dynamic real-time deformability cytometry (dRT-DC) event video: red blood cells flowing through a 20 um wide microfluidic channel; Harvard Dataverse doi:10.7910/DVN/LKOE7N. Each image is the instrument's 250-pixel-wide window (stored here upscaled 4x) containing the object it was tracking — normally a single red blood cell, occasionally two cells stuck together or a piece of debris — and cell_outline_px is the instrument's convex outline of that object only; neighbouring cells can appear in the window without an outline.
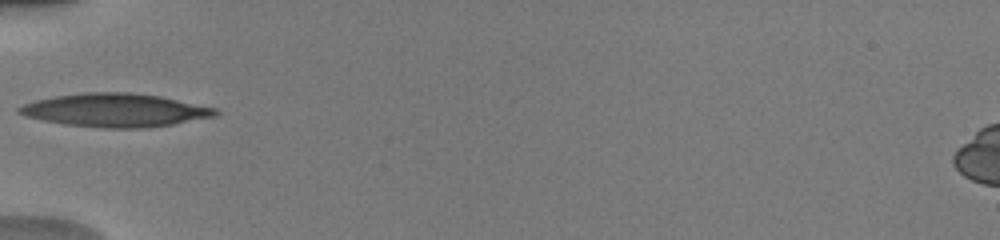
{"species": "human", "species_latin": "Homo sapiens", "temperature_condition": "warm", "stored_images_in_passage": 33, "camera_frame_rate_fps": 3000, "um_per_image_px": 0.085, "donor": {"sex": "male"}, "frame": {"image": 1, "passage_image": 1, "time_ms": 0.0, "image_size_px": [1000, 240], "cell_outline_px": [[220, 112], [216, 116], [172, 124], [140, 128], [100, 128], [64, 124], [24, 116], [16, 112], [16, 108], [24, 104], [36, 100], [56, 96], [84, 92], [128, 92], [160, 96], [216, 108]], "centroid_in_image_um": [9.77, 9.36], "position_along_channel_um": 75.2, "area_um2": 38.03}}
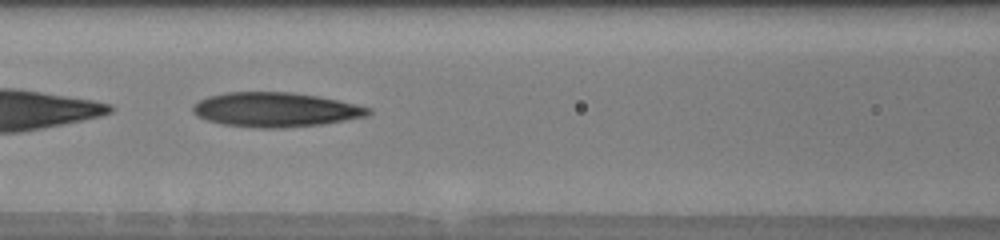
{"frame": {"image": 2, "passage_image": 6, "time_ms": 1.667, "image_size_px": [1000, 240], "cell_outline_px": [[372, 112], [368, 116], [320, 124], [280, 128], [260, 128], [224, 124], [208, 120], [196, 116], [192, 112], [192, 108], [200, 100], [208, 96], [224, 92], [292, 92], [316, 96], [356, 104], [372, 108]], "centroid_in_image_um": [23.41, 9.32], "position_along_channel_um": 143.2, "area_um2": 35.03}}
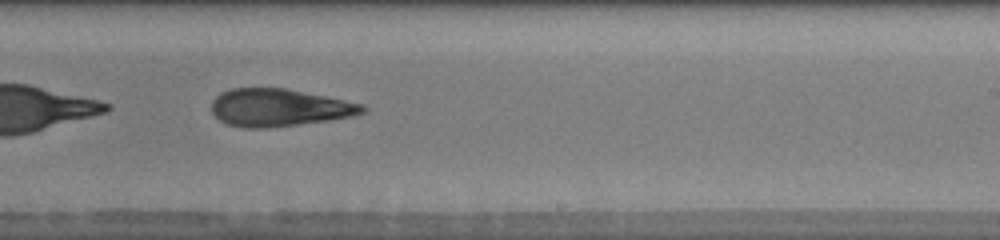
{"frame": {"image": 3, "passage_image": 15, "time_ms": 4.667, "image_size_px": [1000, 240], "cell_outline_px": [[368, 112], [352, 116], [332, 120], [268, 128], [244, 128], [228, 124], [220, 120], [212, 112], [212, 100], [220, 92], [232, 88], [284, 88], [364, 104], [368, 108]], "centroid_in_image_um": [23.74, 9.15], "position_along_channel_um": 265.3, "area_um2": 33.12}, "authors_computed_cell_mechanics": {"area_um2": 33.1772, "velocity_mm_per_s": 4.0828, "shape_relaxation_time_tau1_ms": null, "shape_relaxation_time_tau2_ms": 3.638, "deformation_change_tau1": null, "deformation_change_tau2": 0.1413}}